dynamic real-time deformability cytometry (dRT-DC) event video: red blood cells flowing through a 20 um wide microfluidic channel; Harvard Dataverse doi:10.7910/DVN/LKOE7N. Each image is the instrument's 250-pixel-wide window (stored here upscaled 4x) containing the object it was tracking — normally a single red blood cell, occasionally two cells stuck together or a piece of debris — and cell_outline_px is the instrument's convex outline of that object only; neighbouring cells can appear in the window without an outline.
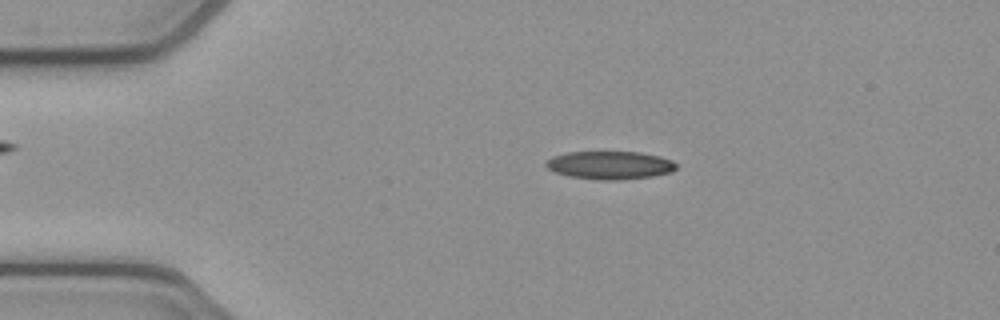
{"species": "common noctule bat (a hibernating species)", "species_latin": "Nyctalus noctula", "temperature_condition": "cold", "stored_images_in_passage": 52, "camera_frame_rate_fps": 3000, "um_per_image_px": 0.085, "animal": {"sex": "female", "body_mass_g": 21.9}, "frame": {"image": 1, "passage_image": 10, "time_ms": 3.0, "image_size_px": [1000, 320], "cell_outline_px": [[680, 164], [672, 172], [652, 176], [620, 180], [596, 180], [572, 176], [556, 172], [548, 168], [544, 164], [552, 156], [568, 152], [640, 152], [660, 156], [672, 160]], "centroid_in_image_um": [51.9, 14.04], "position_along_channel_um": 33.1, "area_um2": 21.39}}
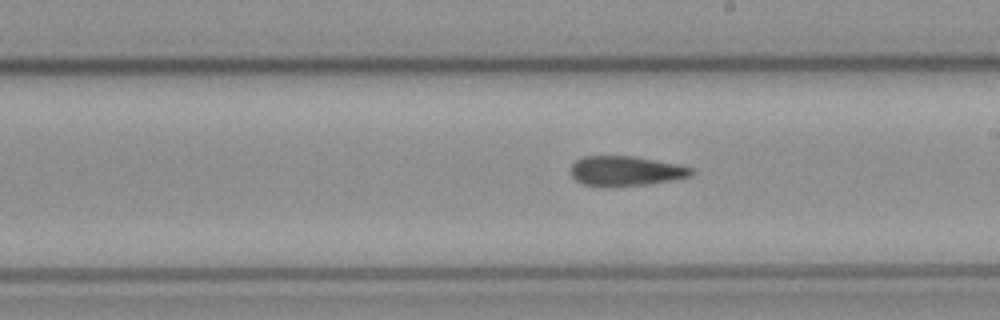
{"frame": {"image": 2, "passage_image": 29, "time_ms": 9.333, "image_size_px": [1000, 320], "cell_outline_px": [[692, 176], [652, 184], [612, 188], [600, 188], [584, 184], [576, 180], [568, 172], [568, 168], [576, 160], [584, 156], [632, 156], [680, 164], [692, 168]], "centroid_in_image_um": [53.14, 14.56], "position_along_channel_um": 235.9, "area_um2": 21.68}}
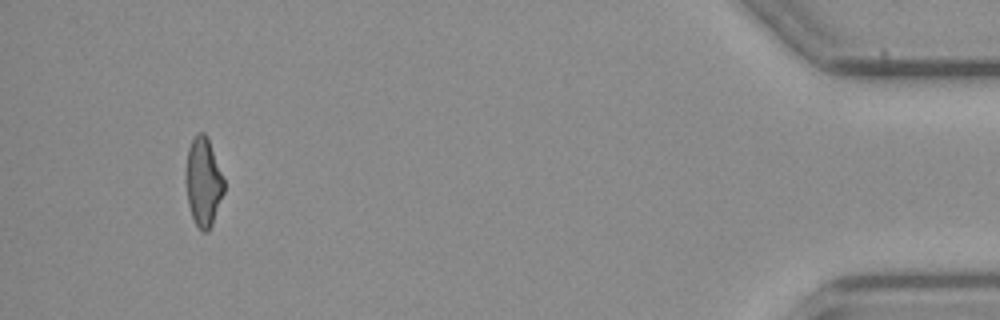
{"frame": {"image": 3, "passage_image": 49, "time_ms": 16.0, "image_size_px": [1000, 320], "cell_outline_px": [[224, 192], [212, 224], [208, 232], [204, 232], [196, 224], [192, 216], [188, 204], [184, 180], [184, 172], [188, 148], [196, 132], [204, 132], [208, 136], [224, 180]], "centroid_in_image_um": [17.26, 15.42], "position_along_channel_um": 417.9, "area_um2": 20.0}}